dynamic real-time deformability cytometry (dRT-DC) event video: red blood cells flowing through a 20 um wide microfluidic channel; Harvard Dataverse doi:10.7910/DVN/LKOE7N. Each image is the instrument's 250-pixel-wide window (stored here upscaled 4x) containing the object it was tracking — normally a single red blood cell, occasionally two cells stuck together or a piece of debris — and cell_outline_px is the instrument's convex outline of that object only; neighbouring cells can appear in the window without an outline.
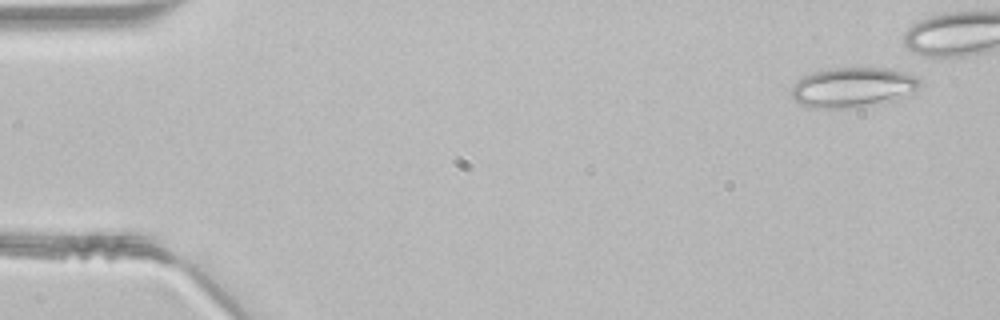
{"species": "common noctule bat (a hibernating species)", "species_latin": "Nyctalus noctula", "temperature_condition": "room temperature", "stored_images_in_passage": 39, "camera_frame_rate_fps": 3000, "um_per_image_px": 0.085, "animal": {"sex": "male", "body_mass_g": 21.5, "forearm_length_mm": 52.0}, "frame": {"image": 1, "passage_image": 3, "time_ms": 0.667, "image_size_px": [1000, 320], "cell_outline_px": [[920, 88], [912, 96], [896, 100], [856, 108], [808, 108], [792, 100], [792, 84], [796, 80], [804, 76], [816, 72], [836, 68], [888, 68], [904, 72], [916, 76], [920, 80]], "centroid_in_image_um": [72.54, 7.45], "position_along_channel_um": 12.5, "area_um2": 30.46}}
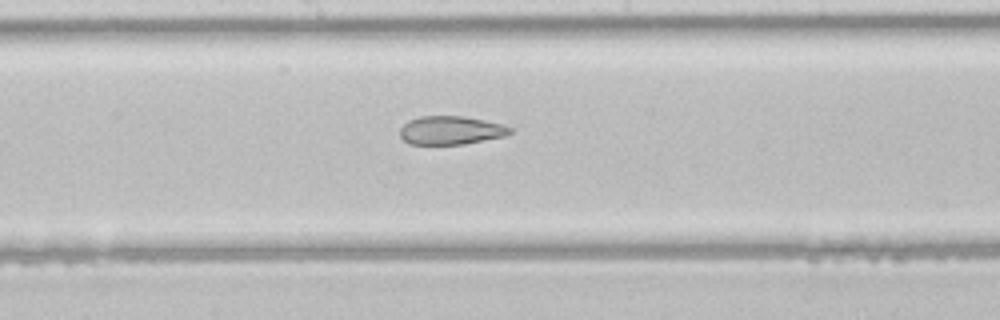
{"frame": {"image": 2, "passage_image": 25, "time_ms": 8.0, "image_size_px": [1000, 320], "cell_outline_px": [[512, 132], [508, 136], [464, 144], [408, 144], [400, 136], [400, 128], [408, 120], [420, 116], [464, 116], [504, 124], [512, 128]], "centroid_in_image_um": [38.35, 11.07], "position_along_channel_um": 209.8, "area_um2": 18.5}}
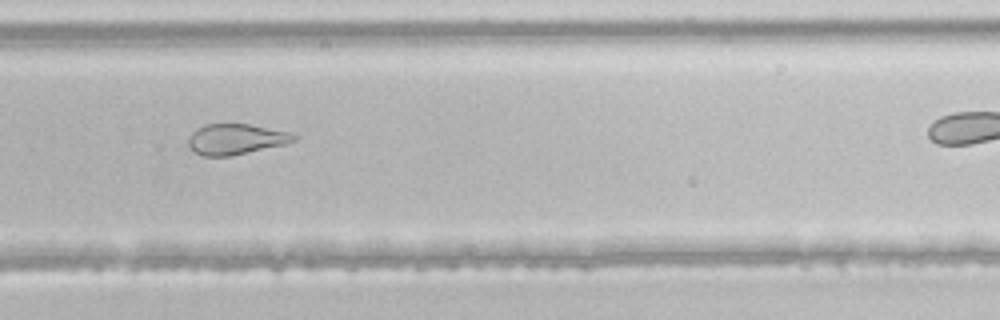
{"frame": {"image": 3, "passage_image": 32, "time_ms": 10.333, "image_size_px": [1000, 320], "cell_outline_px": [[296, 140], [284, 144], [232, 156], [204, 156], [188, 148], [188, 136], [196, 128], [204, 124], [248, 124], [288, 132], [296, 136]], "centroid_in_image_um": [19.98, 11.83], "position_along_channel_um": 309.8, "area_um2": 18.73}}